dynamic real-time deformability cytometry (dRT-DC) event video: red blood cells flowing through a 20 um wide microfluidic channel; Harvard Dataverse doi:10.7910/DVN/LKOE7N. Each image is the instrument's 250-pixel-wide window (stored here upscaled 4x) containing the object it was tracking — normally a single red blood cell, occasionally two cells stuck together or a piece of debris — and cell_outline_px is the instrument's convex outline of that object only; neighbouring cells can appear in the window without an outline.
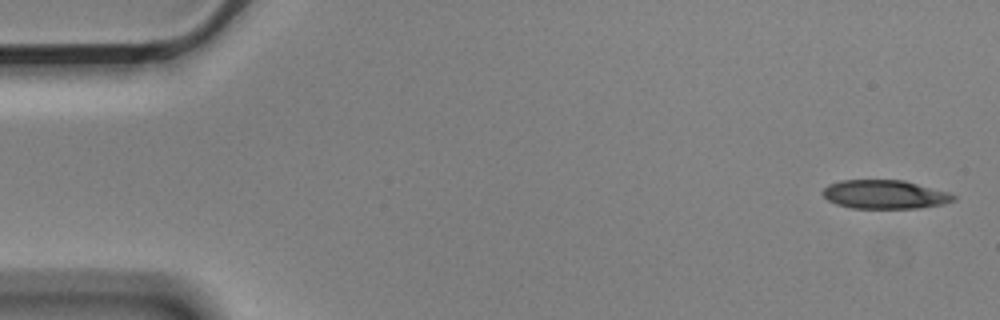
{"species": "Egyptian fruit bat (a non-hibernating species)", "species_latin": "Rousettus aegyptiacus", "temperature_condition": "cold", "stored_images_in_passage": 5, "camera_frame_rate_fps": 3000, "um_per_image_px": 0.085, "animal": {"sex": "male"}, "frame": {"image": 1, "passage_image": 1, "time_ms": 0.0, "image_size_px": [1000, 320], "cell_outline_px": [[956, 200], [944, 204], [920, 208], [852, 208], [836, 204], [828, 200], [820, 192], [828, 184], [840, 180], [904, 180], [948, 192], [956, 196]], "centroid_in_image_um": [75.2, 16.53], "position_along_channel_um": 9.8, "area_um2": 22.02}}
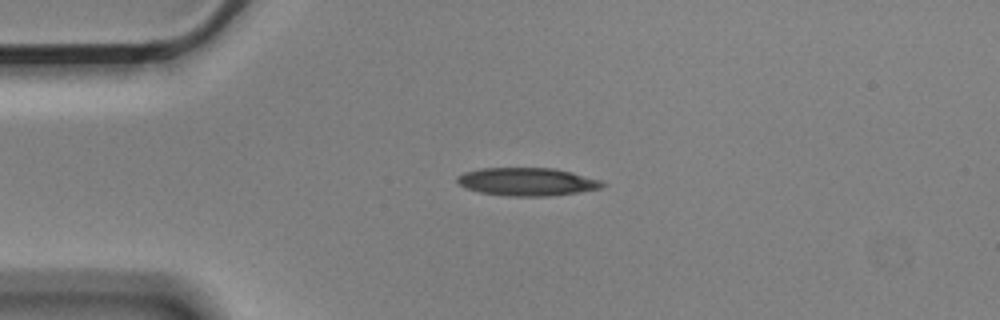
{"frame": {"image": 2, "passage_image": 4, "time_ms": 1.0, "image_size_px": [1000, 320], "cell_outline_px": [[608, 184], [600, 188], [552, 196], [508, 196], [480, 192], [464, 188], [456, 180], [456, 176], [464, 172], [480, 168], [556, 168], [604, 180]], "centroid_in_image_um": [44.83, 15.44], "position_along_channel_um": 40.2, "area_um2": 23.93}}